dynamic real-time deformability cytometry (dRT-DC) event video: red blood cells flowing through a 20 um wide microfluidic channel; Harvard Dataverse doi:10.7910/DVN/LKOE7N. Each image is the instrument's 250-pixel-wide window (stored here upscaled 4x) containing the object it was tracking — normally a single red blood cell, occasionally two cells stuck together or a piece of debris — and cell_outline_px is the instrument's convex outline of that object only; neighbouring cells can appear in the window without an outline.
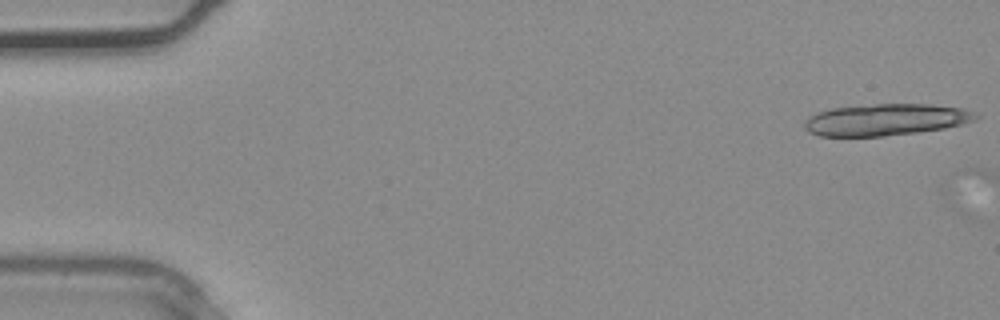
{"species": "common noctule bat (a hibernating species)", "species_latin": "Nyctalus noctula", "temperature_condition": "warm", "stored_images_in_passage": 2, "camera_frame_rate_fps": 3000, "um_per_image_px": 0.085, "animal": {"sex": "male", "body_mass_g": 20.4}, "frame": {"image": 1, "passage_image": 1, "time_ms": 0.0, "image_size_px": [1000, 320], "cell_outline_px": [[980, 116], [976, 120], [944, 128], [920, 132], [884, 136], [820, 136], [808, 132], [804, 128], [804, 120], [808, 116], [832, 108], [876, 104], [932, 104], [964, 108]], "centroid_in_image_um": [75.29, 10.17], "position_along_channel_um": 9.7, "area_um2": 31.67}}